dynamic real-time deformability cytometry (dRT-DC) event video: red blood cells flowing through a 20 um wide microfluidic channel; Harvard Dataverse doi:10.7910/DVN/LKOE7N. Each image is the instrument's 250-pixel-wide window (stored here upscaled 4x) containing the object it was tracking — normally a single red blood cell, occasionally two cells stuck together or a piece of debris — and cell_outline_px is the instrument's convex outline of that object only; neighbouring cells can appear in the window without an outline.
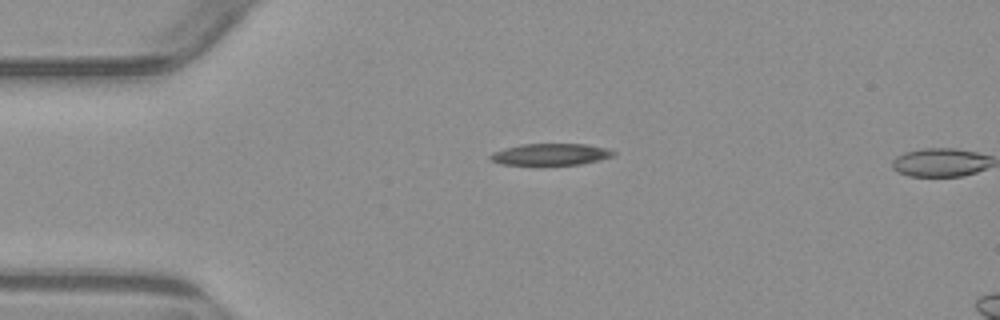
{"species": "common noctule bat (a hibernating species)", "species_latin": "Nyctalus noctula", "temperature_condition": "warm", "stored_images_in_passage": 3, "camera_frame_rate_fps": 3000, "um_per_image_px": 0.085, "animal": {"sex": "male", "body_mass_g": 23.1, "forearm_length_mm": 52.7}, "frame": {"image": 1, "passage_image": 1, "time_ms": 0.0, "image_size_px": [1000, 320], "cell_outline_px": [[616, 156], [600, 160], [580, 164], [500, 164], [488, 160], [488, 156], [492, 152], [504, 148], [524, 144], [588, 144], [604, 148], [616, 152]], "centroid_in_image_um": [46.79, 13.11], "position_along_channel_um": 38.2, "area_um2": 15.49}}
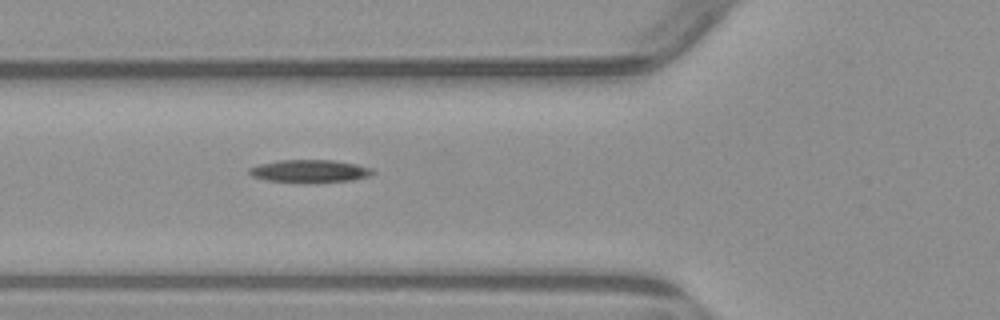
{"frame": {"image": 2, "passage_image": 3, "time_ms": 2.333, "image_size_px": [1000, 320], "cell_outline_px": [[376, 172], [368, 176], [352, 180], [316, 184], [304, 184], [268, 180], [252, 176], [248, 172], [248, 168], [260, 164], [280, 160], [332, 160], [356, 164], [372, 168]], "centroid_in_image_um": [26.34, 14.57], "position_along_channel_um": 99.5, "area_um2": 16.76}}